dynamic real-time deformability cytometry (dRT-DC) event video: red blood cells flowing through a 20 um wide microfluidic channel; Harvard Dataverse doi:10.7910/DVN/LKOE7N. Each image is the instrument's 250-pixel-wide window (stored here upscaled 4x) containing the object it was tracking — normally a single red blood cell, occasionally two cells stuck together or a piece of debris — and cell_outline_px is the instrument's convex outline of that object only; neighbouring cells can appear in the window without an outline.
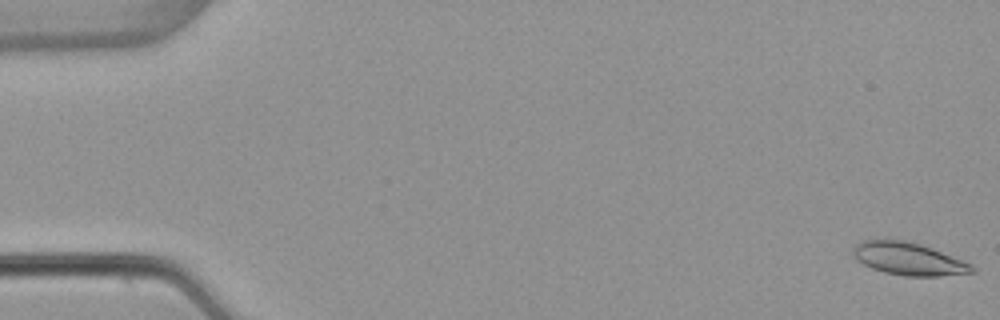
{"species": "common noctule bat (a hibernating species)", "species_latin": "Nyctalus noctula", "temperature_condition": "warm", "stored_images_in_passage": 53, "camera_frame_rate_fps": 3000, "um_per_image_px": 0.085, "animal": {"sex": "female", "body_mass_g": 22.7, "forearm_length_mm": 54.2}, "frame": {"image": 1, "passage_image": 1, "time_ms": 0.0, "image_size_px": [1000, 320], "cell_outline_px": [[976, 272], [940, 276], [904, 276], [884, 272], [872, 268], [856, 260], [852, 252], [852, 248], [860, 240], [908, 240], [932, 248], [964, 260], [972, 264], [976, 268]], "centroid_in_image_um": [77.24, 22.0], "position_along_channel_um": 7.8, "area_um2": 22.77}}
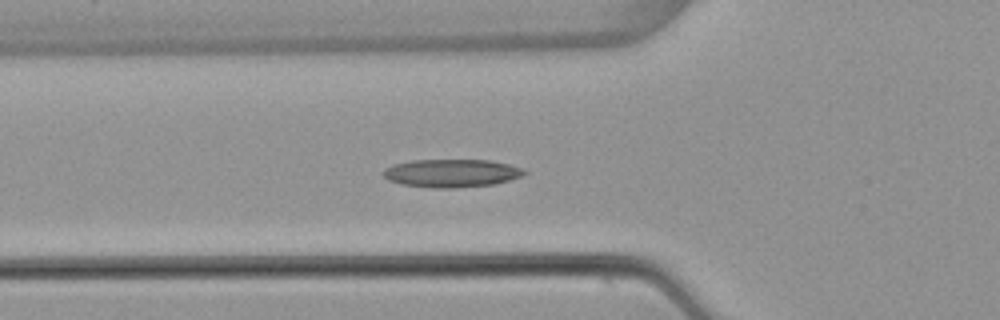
{"frame": {"image": 2, "passage_image": 19, "time_ms": 6.0, "image_size_px": [1000, 320], "cell_outline_px": [[528, 172], [524, 176], [496, 184], [452, 188], [432, 188], [400, 184], [388, 180], [380, 172], [384, 168], [392, 164], [412, 160], [488, 160], [508, 164], [524, 168]], "centroid_in_image_um": [38.38, 14.72], "position_along_channel_um": 87.4, "area_um2": 23.41}}
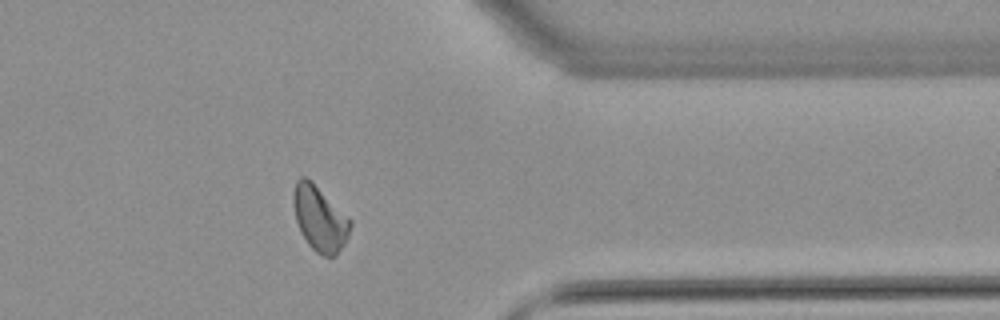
{"frame": {"image": 3, "passage_image": 43, "time_ms": 14.0, "image_size_px": [1000, 320], "cell_outline_px": [[352, 224], [348, 236], [344, 244], [336, 256], [324, 256], [316, 252], [308, 244], [300, 232], [296, 220], [292, 204], [292, 196], [296, 180], [300, 176], [304, 176], [312, 180], [352, 220]], "centroid_in_image_um": [27.16, 18.55], "position_along_channel_um": 384.2, "area_um2": 21.91}, "authors_computed_cell_mechanics": {"area_um2": 21.6172, "velocity_mm_per_s": 3.8692, "shape_relaxation_time_tau1_ms": 9.922, "shape_relaxation_time_tau2_ms": 3.2248, "deformation_change_tau1": 0.2116, "deformation_change_tau2": 0.0898}}